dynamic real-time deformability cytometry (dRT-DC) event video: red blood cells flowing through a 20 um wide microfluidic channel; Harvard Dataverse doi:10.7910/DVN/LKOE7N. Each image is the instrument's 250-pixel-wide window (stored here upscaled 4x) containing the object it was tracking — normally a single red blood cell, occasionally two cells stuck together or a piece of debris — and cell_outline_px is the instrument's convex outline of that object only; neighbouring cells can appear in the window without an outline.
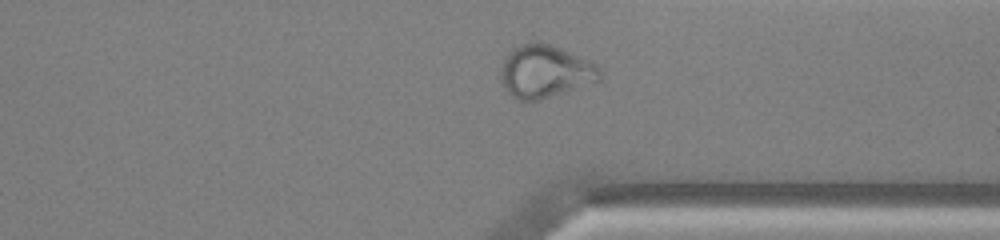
{"species": "common noctule bat (a hibernating species)", "species_latin": "Nyctalus noctula", "temperature_condition": "warm", "stored_images_in_passage": 44, "camera_frame_rate_fps": 3000, "um_per_image_px": 0.085, "animal": {"sex": "male", "body_mass_g": 13.0, "forearm_length_mm": 53.1}, "frame": {"image": 1, "passage_image": 38, "time_ms": 12.333, "image_size_px": [1000, 240], "cell_outline_px": [[604, 76], [600, 80], [540, 100], [520, 104], [504, 88], [500, 80], [500, 68], [508, 52], [512, 48], [524, 44], [548, 44], [560, 48], [596, 64], [600, 68]], "centroid_in_image_um": [46.3, 6.13], "position_along_channel_um": 365.1, "area_um2": 30.46}}